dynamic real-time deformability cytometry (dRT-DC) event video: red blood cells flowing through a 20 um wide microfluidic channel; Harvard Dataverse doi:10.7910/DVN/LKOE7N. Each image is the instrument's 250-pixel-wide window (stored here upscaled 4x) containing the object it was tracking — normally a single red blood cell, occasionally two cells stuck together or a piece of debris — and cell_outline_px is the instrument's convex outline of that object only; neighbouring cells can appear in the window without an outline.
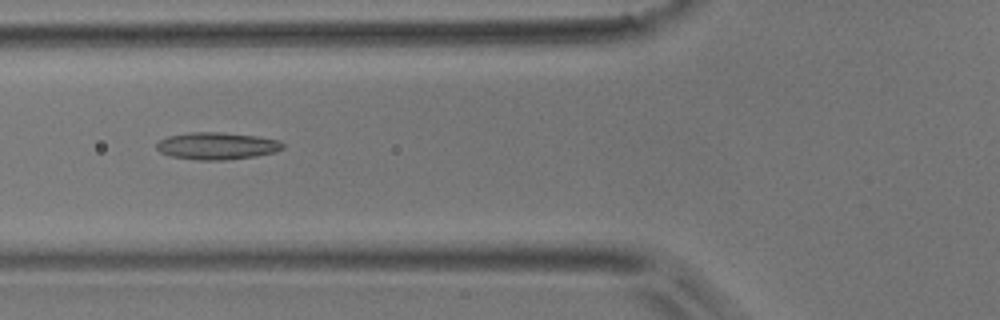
{"species": "common noctule bat (a hibernating species)", "species_latin": "Nyctalus noctula", "temperature_condition": "room temperature", "stored_images_in_passage": 49, "camera_frame_rate_fps": 3000, "um_per_image_px": 0.085, "animal": {"sex": "male", "body_mass_g": 17.9}, "frame": {"image": 1, "passage_image": 17, "time_ms": 5.333, "image_size_px": [1000, 320], "cell_outline_px": [[284, 148], [276, 152], [256, 156], [228, 160], [196, 160], [168, 156], [160, 152], [156, 148], [156, 144], [160, 140], [168, 136], [188, 132], [220, 132], [256, 136], [280, 140], [284, 144]], "centroid_in_image_um": [18.44, 12.41], "position_along_channel_um": 107.4, "area_um2": 20.23}}
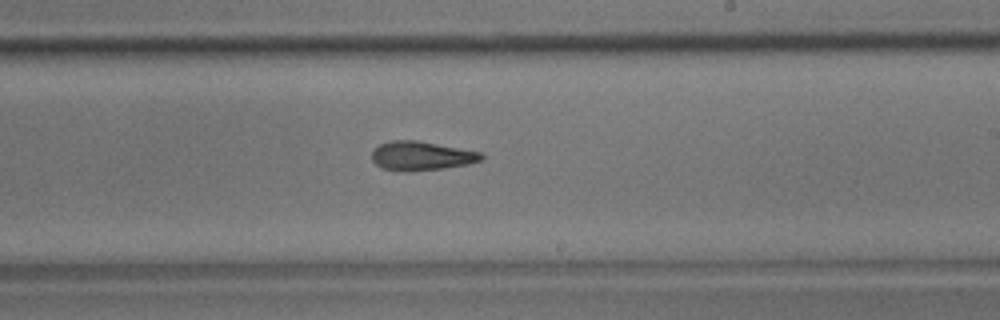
{"frame": {"image": 2, "passage_image": 28, "time_ms": 9.0, "image_size_px": [1000, 320], "cell_outline_px": [[484, 160], [468, 164], [444, 168], [380, 168], [372, 160], [372, 152], [380, 144], [392, 140], [416, 140], [484, 152]], "centroid_in_image_um": [35.91, 13.19], "position_along_channel_um": 253.1, "area_um2": 17.8}}
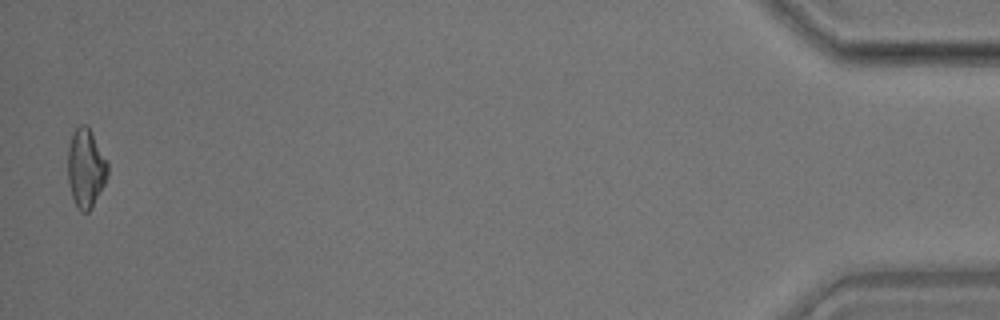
{"frame": {"image": 3, "passage_image": 48, "time_ms": 15.667, "image_size_px": [1000, 320], "cell_outline_px": [[108, 176], [92, 208], [88, 212], [80, 212], [76, 208], [72, 196], [68, 180], [68, 148], [72, 136], [76, 128], [80, 124], [84, 124], [92, 132], [108, 164]], "centroid_in_image_um": [7.29, 14.33], "position_along_channel_um": 427.9, "area_um2": 18.21}, "authors_computed_cell_mechanics": {"area_um2": 18.5538, "velocity_mm_per_s": 3.9718, "shape_relaxation_time_tau1_ms": null, "shape_relaxation_time_tau2_ms": 4.8406, "deformation_change_tau1": null, "deformation_change_tau2": 0.166}}